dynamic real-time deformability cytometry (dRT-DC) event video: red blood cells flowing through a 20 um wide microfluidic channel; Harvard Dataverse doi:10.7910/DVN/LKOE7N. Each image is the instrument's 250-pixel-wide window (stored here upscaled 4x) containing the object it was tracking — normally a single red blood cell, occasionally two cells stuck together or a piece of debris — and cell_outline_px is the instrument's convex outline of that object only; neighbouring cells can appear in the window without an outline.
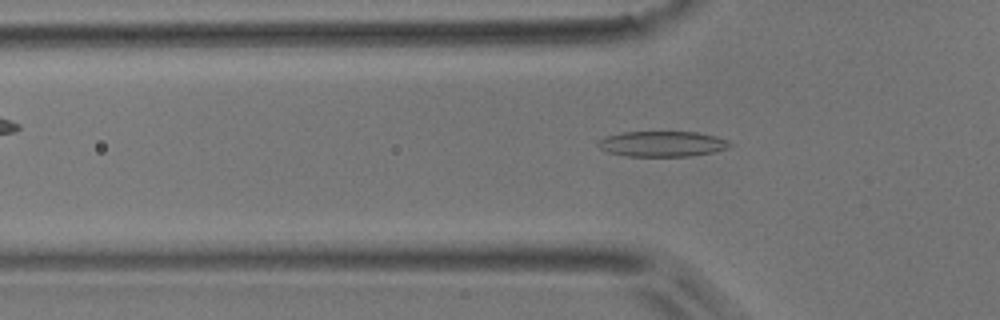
{"species": "common noctule bat (a hibernating species)", "species_latin": "Nyctalus noctula", "temperature_condition": "room temperature", "stored_images_in_passage": 49, "camera_frame_rate_fps": 3000, "um_per_image_px": 0.085, "animal": {"sex": "male", "body_mass_g": 17.9}, "frame": {"image": 1, "passage_image": 15, "time_ms": 4.667, "image_size_px": [1000, 320], "cell_outline_px": [[732, 144], [728, 148], [712, 152], [688, 156], [628, 156], [608, 152], [600, 148], [596, 144], [604, 136], [624, 132], [696, 132], [716, 136], [728, 140]], "centroid_in_image_um": [56.28, 12.22], "position_along_channel_um": 69.5, "area_um2": 19.48}}
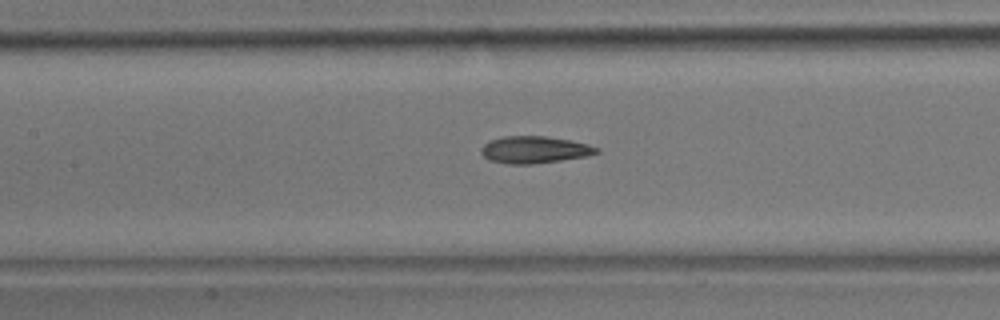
{"frame": {"image": 2, "passage_image": 22, "time_ms": 7.0, "image_size_px": [1000, 320], "cell_outline_px": [[600, 152], [588, 156], [532, 164], [508, 164], [488, 160], [480, 152], [480, 148], [488, 140], [504, 136], [544, 136], [568, 140], [588, 144], [600, 148]], "centroid_in_image_um": [45.41, 12.73], "position_along_channel_um": 162.0, "area_um2": 18.26}}
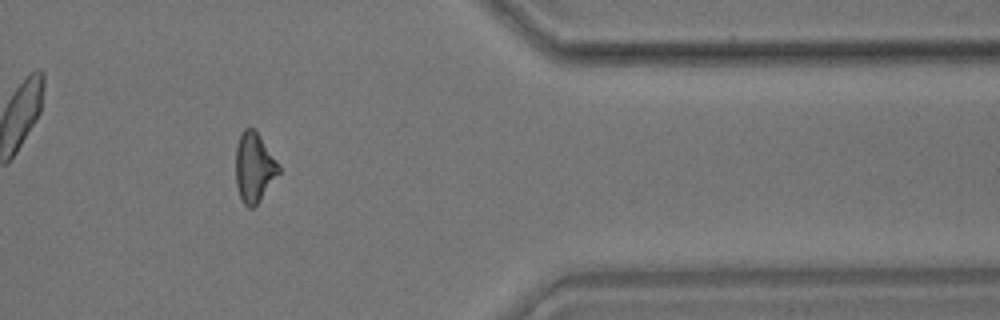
{"frame": {"image": 3, "passage_image": 41, "time_ms": 13.333, "image_size_px": [1000, 320], "cell_outline_px": [[280, 172], [260, 200], [252, 208], [248, 208], [244, 204], [240, 196], [236, 184], [236, 144], [240, 132], [244, 128], [252, 128], [260, 136], [280, 164]], "centroid_in_image_um": [21.6, 14.21], "position_along_channel_um": 389.8, "area_um2": 17.46}, "authors_computed_cell_mechanics": {"area_um2": 18.0914, "velocity_mm_per_s": 3.9207, "shape_relaxation_time_tau1_ms": 9.4176, "shape_relaxation_time_tau2_ms": 3.0423, "deformation_change_tau1": 0.206, "deformation_change_tau2": 0.1143}}